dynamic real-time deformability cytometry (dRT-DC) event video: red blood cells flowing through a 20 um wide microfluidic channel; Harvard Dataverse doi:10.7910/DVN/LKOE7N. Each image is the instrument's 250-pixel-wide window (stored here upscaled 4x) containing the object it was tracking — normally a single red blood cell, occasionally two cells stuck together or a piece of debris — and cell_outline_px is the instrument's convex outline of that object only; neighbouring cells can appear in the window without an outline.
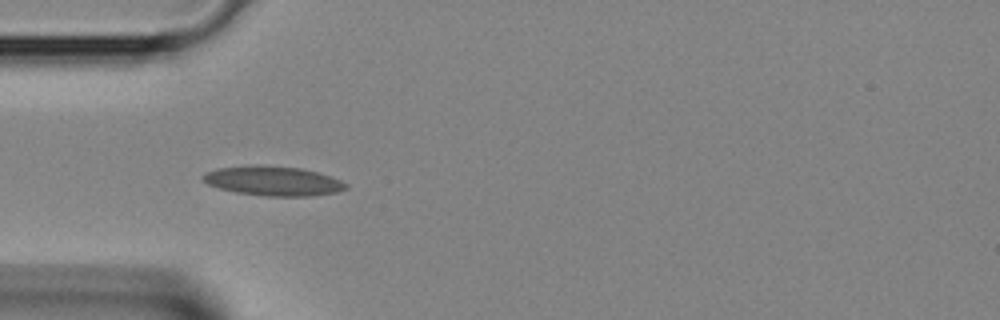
{"species": "Egyptian fruit bat (a non-hibernating species)", "species_latin": "Rousettus aegyptiacus", "temperature_condition": "room temperature", "stored_images_in_passage": 1, "camera_frame_rate_fps": 3000, "um_per_image_px": 0.085, "animal": {"sex": "female"}, "frame": {"image": 1, "passage_image": 1, "time_ms": 0.0, "image_size_px": [1000, 320], "cell_outline_px": [[348, 188], [336, 192], [312, 196], [264, 196], [236, 192], [220, 188], [208, 184], [200, 176], [204, 172], [216, 168], [252, 164], [260, 164], [300, 168], [316, 172], [340, 180], [348, 184]], "centroid_in_image_um": [23.17, 15.37], "position_along_channel_um": 61.8, "area_um2": 24.74}}